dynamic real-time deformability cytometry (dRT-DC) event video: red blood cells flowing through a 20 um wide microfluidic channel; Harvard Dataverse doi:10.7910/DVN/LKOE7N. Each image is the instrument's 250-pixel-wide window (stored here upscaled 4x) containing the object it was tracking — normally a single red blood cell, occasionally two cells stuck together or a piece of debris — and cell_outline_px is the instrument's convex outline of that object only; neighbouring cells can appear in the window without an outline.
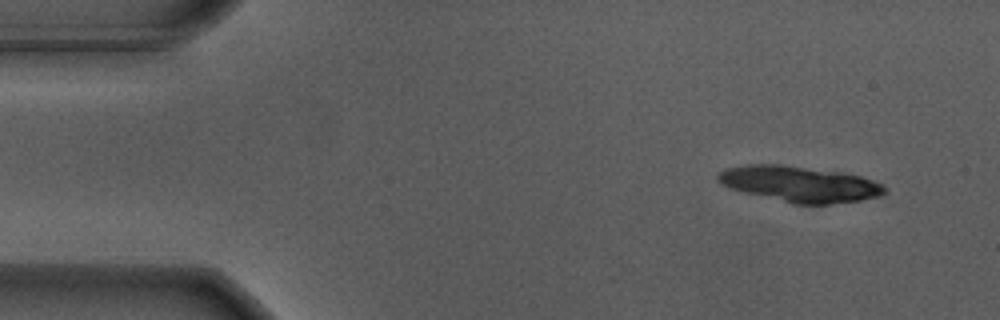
{"species": "Egyptian fruit bat (a non-hibernating species)", "species_latin": "Rousettus aegyptiacus", "temperature_condition": "warm", "stored_images_in_passage": 33, "camera_frame_rate_fps": 3000, "um_per_image_px": 0.085, "animal": {"sex": "male"}, "frame": {"image": 1, "passage_image": 1, "time_ms": 0.0, "image_size_px": [1000, 320], "cell_outline_px": [[888, 192], [880, 196], [860, 200], [828, 204], [796, 204], [732, 188], [716, 180], [716, 176], [720, 172], [728, 168], [748, 164], [780, 164], [840, 172], [860, 176], [872, 180], [880, 184]], "centroid_in_image_um": [68.0, 15.63], "position_along_channel_um": 17.0, "area_um2": 34.04}}
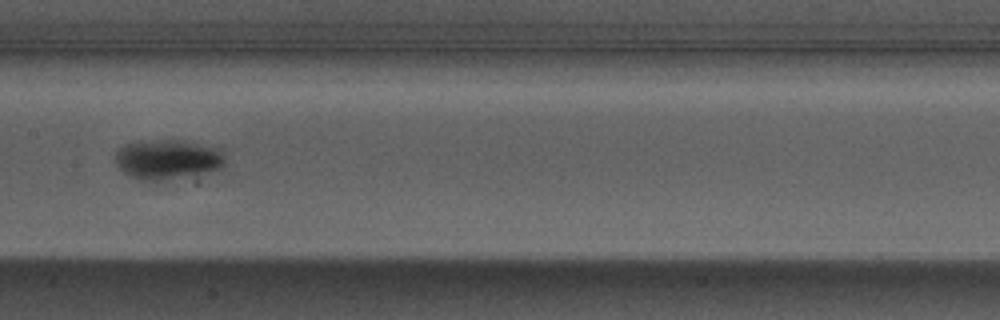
{"frame": {"image": 2, "passage_image": 24, "time_ms": 7.667, "image_size_px": [1000, 320], "cell_outline_px": [[224, 164], [220, 168], [204, 172], [160, 180], [140, 180], [128, 176], [116, 164], [116, 152], [120, 148], [128, 144], [140, 140], [176, 140], [212, 148], [220, 152], [224, 160]], "centroid_in_image_um": [14.14, 13.55], "position_along_channel_um": 193.3, "area_um2": 24.45}}
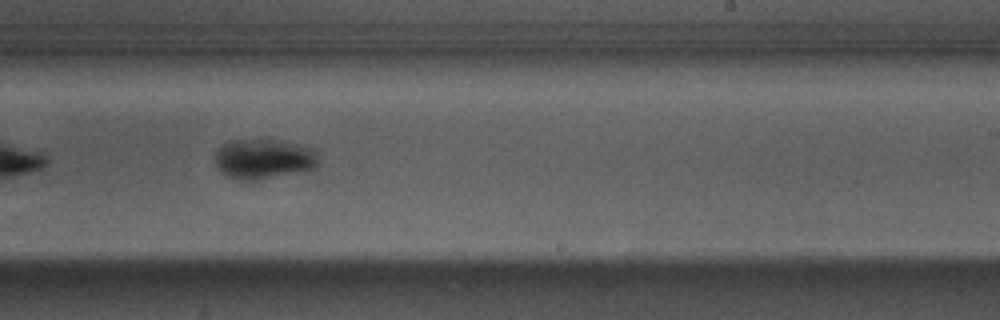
{"frame": {"image": 3, "passage_image": 30, "time_ms": 9.667, "image_size_px": [1000, 320], "cell_outline_px": [[316, 168], [304, 172], [256, 180], [236, 180], [224, 176], [216, 164], [216, 152], [220, 144], [228, 140], [276, 140], [312, 148], [316, 152]], "centroid_in_image_um": [22.37, 13.53], "position_along_channel_um": 266.6, "area_um2": 24.22}}